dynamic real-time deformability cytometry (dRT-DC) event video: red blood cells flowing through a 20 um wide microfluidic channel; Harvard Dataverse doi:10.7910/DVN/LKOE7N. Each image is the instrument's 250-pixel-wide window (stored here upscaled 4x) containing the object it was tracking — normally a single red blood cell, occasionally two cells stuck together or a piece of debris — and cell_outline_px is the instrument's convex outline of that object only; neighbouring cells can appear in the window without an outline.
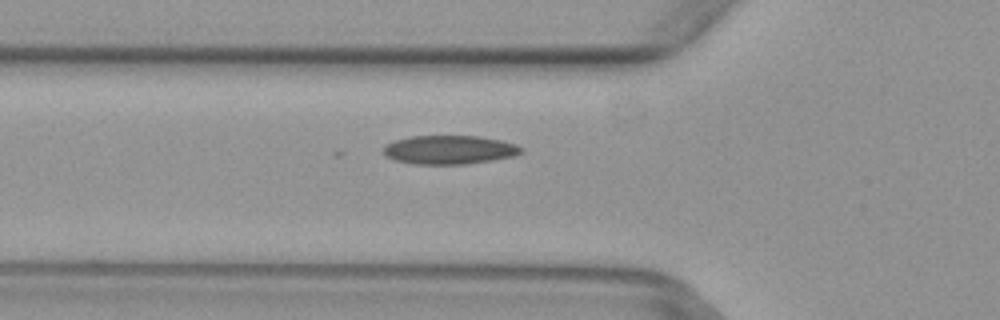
{"species": "common noctule bat (a hibernating species)", "species_latin": "Nyctalus noctula", "temperature_condition": "warm", "stored_images_in_passage": 2, "camera_frame_rate_fps": 3000, "um_per_image_px": 0.085, "animal": {"sex": "female", "body_mass_g": 29.2, "forearm_length_mm": 56.3}, "frame": {"image": 1, "passage_image": 2, "time_ms": 0.333, "image_size_px": [1000, 320], "cell_outline_px": [[524, 148], [520, 152], [512, 156], [492, 160], [464, 164], [416, 164], [396, 160], [388, 156], [384, 152], [384, 144], [392, 140], [412, 136], [480, 136], [500, 140], [516, 144]], "centroid_in_image_um": [38.18, 12.72], "position_along_channel_um": 87.6, "area_um2": 22.95}}